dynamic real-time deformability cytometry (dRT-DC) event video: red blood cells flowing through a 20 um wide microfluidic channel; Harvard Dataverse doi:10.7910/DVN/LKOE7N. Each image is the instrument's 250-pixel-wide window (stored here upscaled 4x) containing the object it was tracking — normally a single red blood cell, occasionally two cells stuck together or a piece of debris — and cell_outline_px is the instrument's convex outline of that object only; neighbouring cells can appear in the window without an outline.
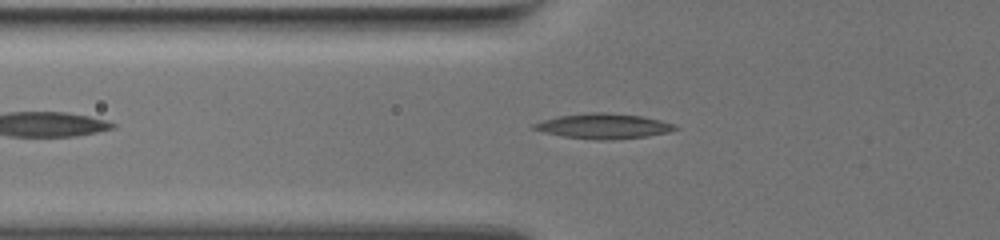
{"species": "common noctule bat (a hibernating species)", "species_latin": "Nyctalus noctula", "temperature_condition": "warm", "stored_images_in_passage": 43, "camera_frame_rate_fps": 3000, "um_per_image_px": 0.085, "animal": {"sex": "female", "body_mass_g": 19.5, "forearm_length_mm": 54.1}, "frame": {"image": 1, "passage_image": 5, "time_ms": 1.333, "image_size_px": [1000, 240], "cell_outline_px": [[680, 128], [668, 132], [648, 136], [608, 140], [600, 140], [564, 136], [544, 132], [532, 128], [532, 124], [544, 120], [560, 116], [592, 112], [604, 112], [640, 116], [660, 120], [676, 124]], "centroid_in_image_um": [51.35, 10.72], "position_along_channel_um": 74.5, "area_um2": 20.4}}
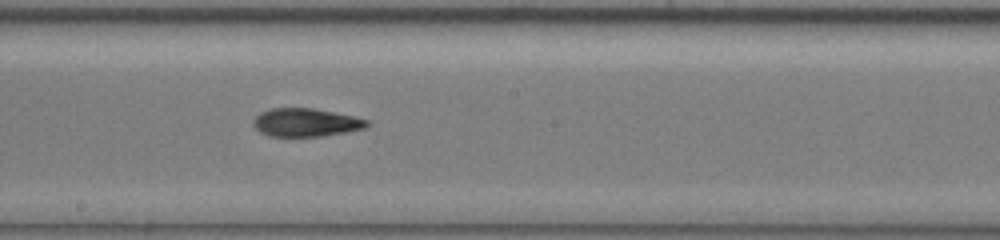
{"frame": {"image": 2, "passage_image": 18, "time_ms": 5.667, "image_size_px": [1000, 240], "cell_outline_px": [[372, 124], [364, 128], [348, 132], [320, 136], [268, 136], [260, 132], [252, 124], [252, 120], [260, 112], [272, 108], [312, 108], [352, 116], [368, 120]], "centroid_in_image_um": [25.98, 10.41], "position_along_channel_um": 222.2, "area_um2": 18.67}}
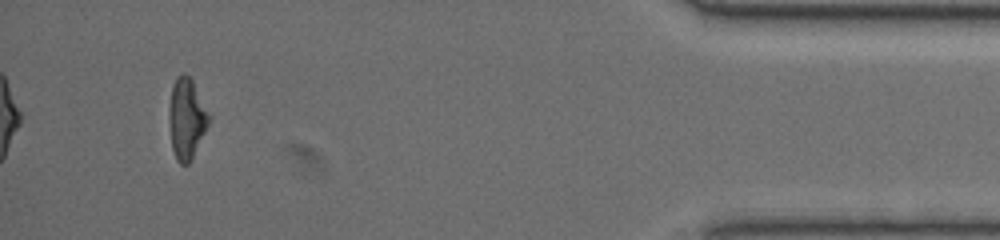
{"frame": {"image": 3, "passage_image": 40, "time_ms": 13.0, "image_size_px": [1000, 240], "cell_outline_px": [[208, 124], [192, 160], [188, 164], [180, 164], [176, 160], [172, 148], [168, 116], [168, 108], [172, 84], [176, 76], [184, 72], [192, 80], [208, 112]], "centroid_in_image_um": [15.82, 10.08], "position_along_channel_um": 419.4, "area_um2": 18.67}, "authors_computed_cell_mechanics": {"area_um2": 18.6694, "velocity_mm_per_s": 3.4431, "shape_relaxation_time_tau1_ms": 7.0054, "shape_relaxation_time_tau2_ms": 10.4858, "deformation_change_tau1": 0.2268, "deformation_change_tau2": 0.1841}}